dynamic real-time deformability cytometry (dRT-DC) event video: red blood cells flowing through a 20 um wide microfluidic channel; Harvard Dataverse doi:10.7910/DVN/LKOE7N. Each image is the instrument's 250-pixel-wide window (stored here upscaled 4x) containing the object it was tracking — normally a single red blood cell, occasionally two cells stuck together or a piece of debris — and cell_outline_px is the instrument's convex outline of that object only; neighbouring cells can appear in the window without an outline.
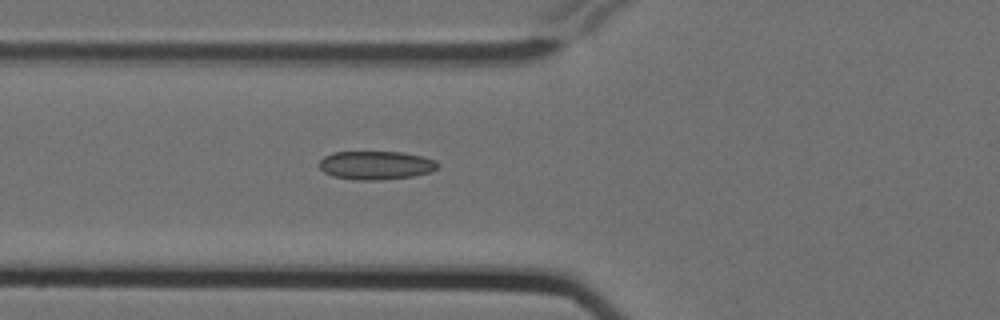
{"species": "Egyptian fruit bat (a non-hibernating species)", "species_latin": "Rousettus aegyptiacus", "temperature_condition": "cold", "stored_images_in_passage": 5, "camera_frame_rate_fps": 3000, "um_per_image_px": 0.085, "animal": {"sex": "female"}, "frame": {"image": 1, "passage_image": 5, "time_ms": 1.333, "image_size_px": [1000, 320], "cell_outline_px": [[440, 164], [432, 172], [412, 176], [380, 180], [356, 180], [332, 176], [324, 172], [316, 164], [324, 156], [332, 152], [404, 152], [424, 156], [436, 160]], "centroid_in_image_um": [31.95, 14.04], "position_along_channel_um": 93.8, "area_um2": 20.0}}